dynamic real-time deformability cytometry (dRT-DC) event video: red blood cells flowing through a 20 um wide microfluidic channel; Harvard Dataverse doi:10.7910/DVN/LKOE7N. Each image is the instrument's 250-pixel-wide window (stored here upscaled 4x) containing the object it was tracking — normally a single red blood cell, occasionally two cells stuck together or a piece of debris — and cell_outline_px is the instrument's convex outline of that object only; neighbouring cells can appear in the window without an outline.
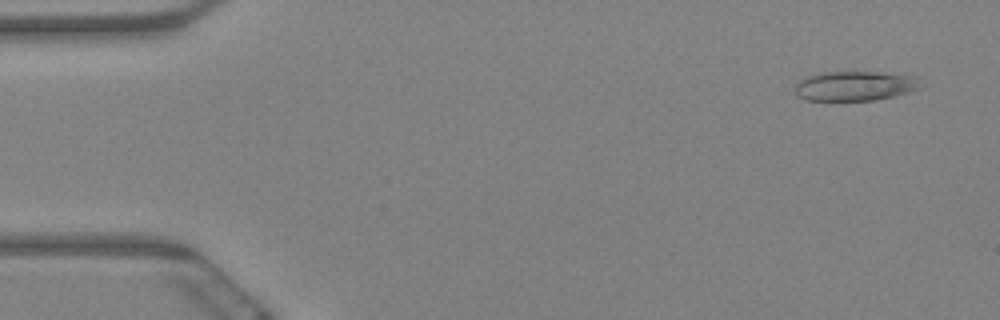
{"species": "Egyptian fruit bat (a non-hibernating species)", "species_latin": "Rousettus aegyptiacus", "temperature_condition": "warm", "stored_images_in_passage": 62, "camera_frame_rate_fps": 3000, "um_per_image_px": 0.085, "animal": {"sex": "female"}, "frame": {"image": 1, "passage_image": 4, "time_ms": 1.0, "image_size_px": [1000, 320], "cell_outline_px": [[924, 88], [896, 96], [876, 100], [804, 100], [796, 96], [792, 92], [796, 84], [804, 76], [820, 72], [852, 68], [916, 76]], "centroid_in_image_um": [72.66, 7.25], "position_along_channel_um": 12.3, "area_um2": 23.24}}
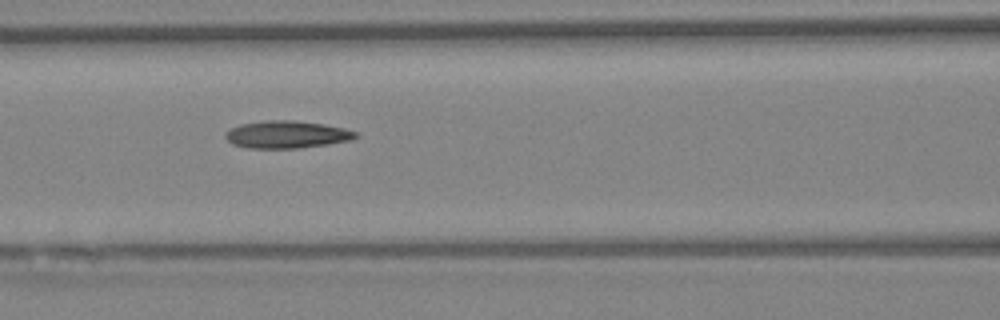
{"frame": {"image": 2, "passage_image": 27, "time_ms": 8.667, "image_size_px": [1000, 320], "cell_outline_px": [[360, 136], [352, 140], [328, 144], [300, 148], [248, 148], [232, 144], [224, 136], [232, 128], [240, 124], [264, 120], [296, 120], [324, 124], [344, 128], [360, 132]], "centroid_in_image_um": [24.44, 11.43], "position_along_channel_um": 142.2, "area_um2": 20.98}}
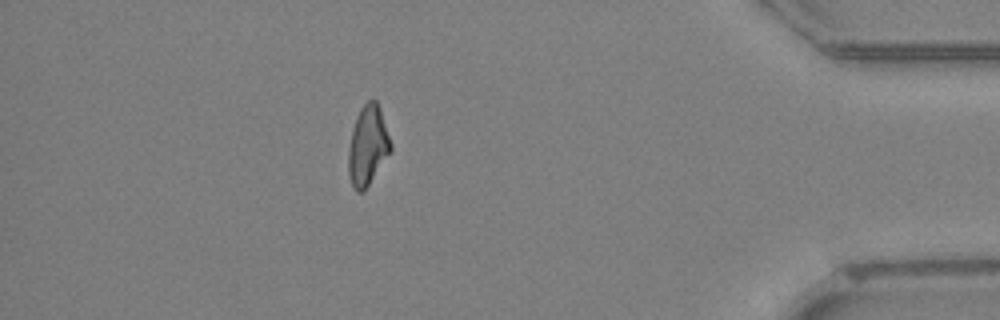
{"frame": {"image": 3, "passage_image": 55, "time_ms": 18.0, "image_size_px": [1000, 320], "cell_outline_px": [[392, 148], [364, 192], [356, 192], [352, 184], [348, 172], [348, 148], [352, 128], [356, 116], [360, 108], [368, 100], [376, 100], [380, 108], [392, 144]], "centroid_in_image_um": [31.24, 12.37], "position_along_channel_um": 404.0, "area_um2": 19.59}, "authors_computed_cell_mechanics": {"area_um2": 20.23, "velocity_mm_per_s": 3.3023, "shape_relaxation_time_tau1_ms": null, "shape_relaxation_time_tau2_ms": 5.2902, "deformation_change_tau1": null, "deformation_change_tau2": 0.1504}}